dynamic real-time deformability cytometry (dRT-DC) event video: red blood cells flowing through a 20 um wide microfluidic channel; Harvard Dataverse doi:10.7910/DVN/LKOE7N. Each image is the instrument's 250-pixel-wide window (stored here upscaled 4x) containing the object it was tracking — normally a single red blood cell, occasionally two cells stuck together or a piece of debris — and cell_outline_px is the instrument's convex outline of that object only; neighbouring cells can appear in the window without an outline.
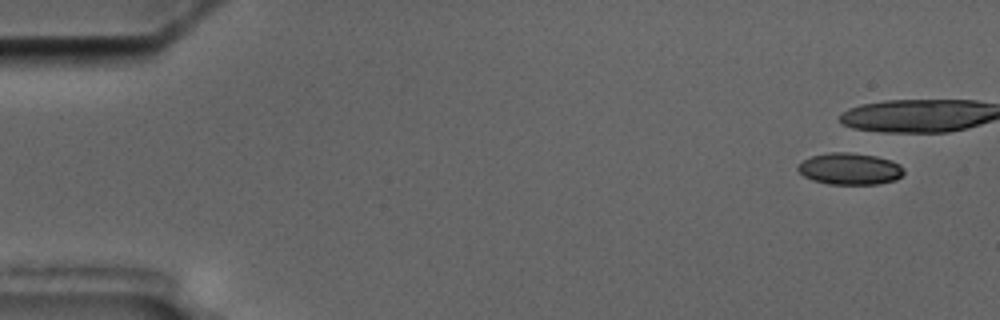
{"species": "common noctule bat (a hibernating species)", "species_latin": "Nyctalus noctula", "temperature_condition": "cold", "stored_images_in_passage": 15, "camera_frame_rate_fps": 3000, "um_per_image_px": 0.085, "animal": {"sex": "male", "body_mass_g": 17.5, "forearm_length_mm": 52.3}, "frame": {"image": 1, "passage_image": 1, "time_ms": 0.0, "image_size_px": [1000, 320], "cell_outline_px": [[904, 172], [896, 180], [876, 184], [828, 184], [812, 180], [804, 176], [796, 168], [804, 160], [812, 156], [828, 152], [848, 152], [876, 156], [900, 164], [904, 168]], "centroid_in_image_um": [72.23, 14.35], "position_along_channel_um": 12.8, "area_um2": 19.48}}
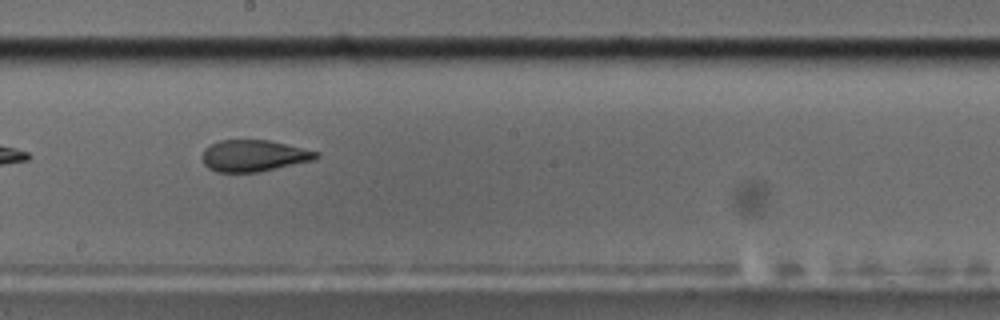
{"frame": {"image": 2, "passage_image": 9, "time_ms": 11.0, "image_size_px": [1000, 320], "cell_outline_px": [[320, 156], [316, 160], [260, 172], [216, 172], [208, 168], [204, 164], [200, 156], [204, 148], [220, 140], [268, 140], [320, 152]], "centroid_in_image_um": [21.57, 13.25], "position_along_channel_um": 226.6, "area_um2": 21.21}, "authors_computed_cell_mechanics": {"area_um2": 21.7328, "velocity_mm_per_s": 3.4862, "shape_relaxation_time_tau1_ms": null, "shape_relaxation_time_tau2_ms": 3.5272, "deformation_change_tau1": null, "deformation_change_tau2": 0.0902}}